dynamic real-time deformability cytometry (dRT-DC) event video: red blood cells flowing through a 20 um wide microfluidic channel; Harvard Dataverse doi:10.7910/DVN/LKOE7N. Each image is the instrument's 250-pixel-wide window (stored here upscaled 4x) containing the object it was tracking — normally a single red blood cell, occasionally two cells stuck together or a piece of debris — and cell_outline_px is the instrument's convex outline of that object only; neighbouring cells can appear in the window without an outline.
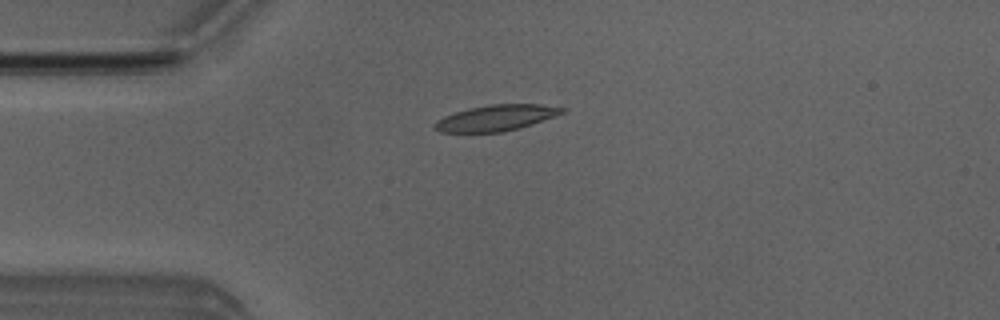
{"species": "Egyptian fruit bat (a non-hibernating species)", "species_latin": "Rousettus aegyptiacus", "temperature_condition": "room temperature", "stored_images_in_passage": 7, "camera_frame_rate_fps": 3000, "um_per_image_px": 0.085, "animal": {"sex": "male"}, "frame": {"image": 1, "passage_image": 4, "time_ms": 3.667, "image_size_px": [1000, 320], "cell_outline_px": [[568, 108], [564, 112], [532, 124], [520, 128], [504, 132], [440, 132], [432, 128], [432, 124], [436, 120], [444, 116], [468, 108], [488, 104], [540, 104]], "centroid_in_image_um": [42.13, 10.02], "position_along_channel_um": 42.9, "area_um2": 19.36}}